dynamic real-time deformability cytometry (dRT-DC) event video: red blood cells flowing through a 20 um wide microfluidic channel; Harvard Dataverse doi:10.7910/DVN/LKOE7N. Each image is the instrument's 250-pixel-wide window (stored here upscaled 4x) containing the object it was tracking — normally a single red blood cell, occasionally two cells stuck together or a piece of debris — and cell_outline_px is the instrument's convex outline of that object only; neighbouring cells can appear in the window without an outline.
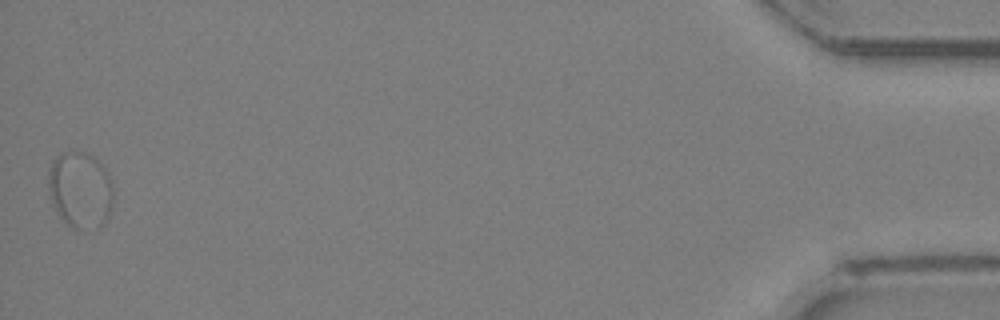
{"species": "Egyptian fruit bat (a non-hibernating species)", "species_latin": "Rousettus aegyptiacus", "temperature_condition": "room temperature", "stored_images_in_passage": 26, "segment_of_instrument_passage": [2, 2], "camera_frame_rate_fps": 3000, "um_per_image_px": 0.085, "animal": {"sex": "female"}, "frame": {"image": 1, "passage_image": 26, "time_ms": 8.333, "image_size_px": [1000, 320], "cell_outline_px": [[112, 204], [108, 216], [104, 224], [80, 228], [72, 228], [60, 216], [52, 200], [48, 188], [48, 172], [56, 156], [60, 152], [84, 152], [92, 156], [108, 172], [112, 180]], "centroid_in_image_um": [6.82, 16.1], "position_along_channel_um": 428.4, "area_um2": 28.44}}